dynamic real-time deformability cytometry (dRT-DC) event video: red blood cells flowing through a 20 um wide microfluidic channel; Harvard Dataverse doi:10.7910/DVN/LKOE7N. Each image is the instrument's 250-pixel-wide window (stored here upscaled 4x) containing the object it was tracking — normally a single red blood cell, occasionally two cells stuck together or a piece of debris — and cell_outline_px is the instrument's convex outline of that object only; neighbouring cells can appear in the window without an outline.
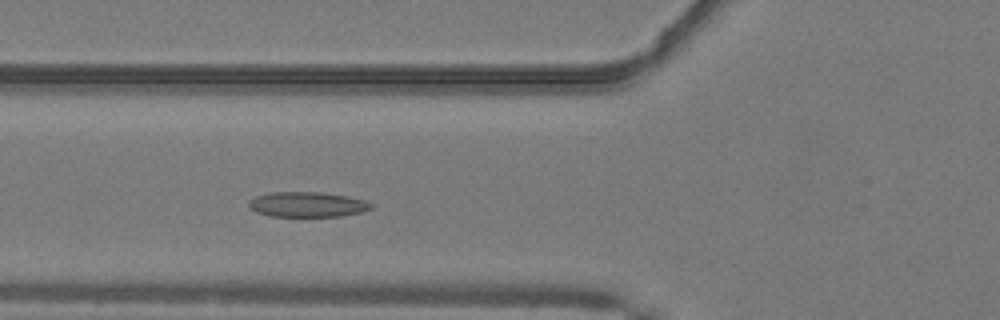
{"species": "common noctule bat (a hibernating species)", "species_latin": "Nyctalus noctula", "temperature_condition": "warm", "stored_images_in_passage": 42, "camera_frame_rate_fps": 3000, "um_per_image_px": 0.085, "animal": {"sex": "male", "body_mass_g": 19.2, "forearm_length_mm": 51.8}, "frame": {"image": 1, "passage_image": 11, "time_ms": 3.333, "image_size_px": [1000, 320], "cell_outline_px": [[376, 204], [372, 208], [360, 212], [340, 216], [272, 216], [256, 212], [248, 204], [248, 200], [256, 196], [268, 192], [320, 192], [348, 196], [364, 200]], "centroid_in_image_um": [26.14, 17.37], "position_along_channel_um": 99.7, "area_um2": 17.92}}
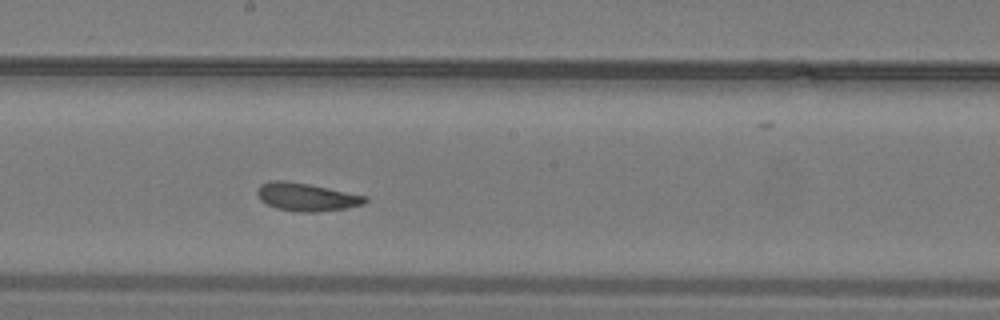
{"frame": {"image": 2, "passage_image": 20, "time_ms": 6.333, "image_size_px": [1000, 320], "cell_outline_px": [[368, 200], [364, 204], [348, 208], [316, 212], [304, 212], [276, 208], [260, 200], [256, 192], [256, 188], [260, 184], [272, 180], [284, 180], [308, 184], [368, 196]], "centroid_in_image_um": [26.05, 16.74], "position_along_channel_um": 222.2, "area_um2": 17.63}}
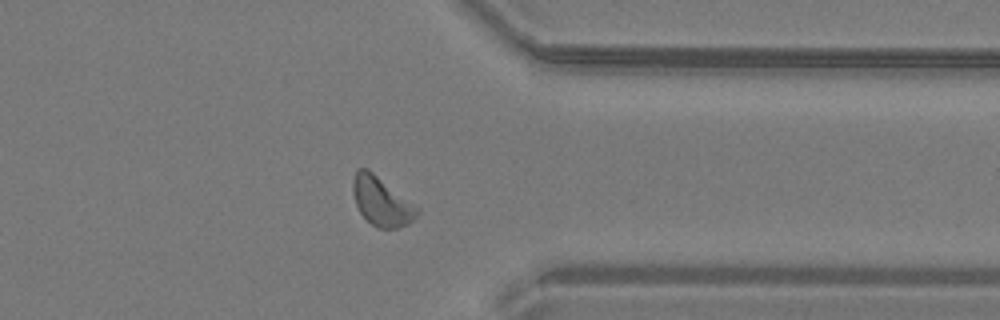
{"frame": {"image": 3, "passage_image": 32, "time_ms": 10.333, "image_size_px": [1000, 320], "cell_outline_px": [[420, 212], [408, 224], [396, 228], [376, 228], [360, 212], [356, 204], [352, 192], [352, 176], [356, 168], [368, 168], [420, 208]], "centroid_in_image_um": [32.41, 17.08], "position_along_channel_um": 379.0, "area_um2": 18.44}, "authors_computed_cell_mechanics": {"area_um2": 17.6868, "velocity_mm_per_s": 4.0697, "shape_relaxation_time_tau1_ms": null, "shape_relaxation_time_tau2_ms": 2.8061, "deformation_change_tau1": null, "deformation_change_tau2": 0.0892}}